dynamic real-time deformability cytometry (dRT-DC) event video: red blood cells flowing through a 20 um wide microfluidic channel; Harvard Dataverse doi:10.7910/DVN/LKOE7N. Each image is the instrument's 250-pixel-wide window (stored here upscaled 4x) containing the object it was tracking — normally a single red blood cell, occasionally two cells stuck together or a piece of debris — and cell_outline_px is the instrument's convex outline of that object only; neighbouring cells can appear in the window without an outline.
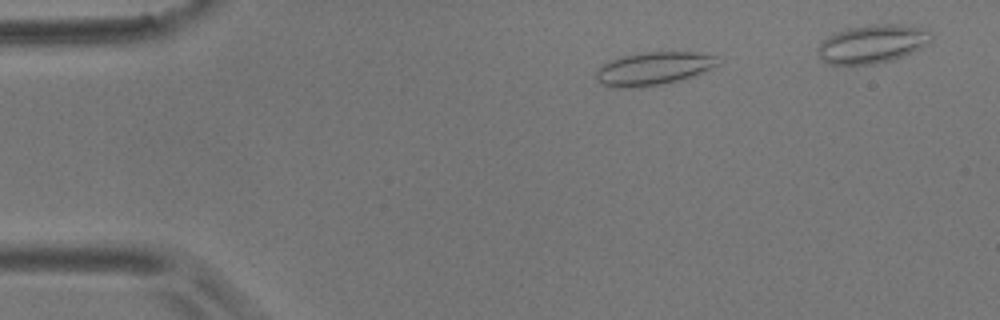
{"species": "common noctule bat (a hibernating species)", "species_latin": "Nyctalus noctula", "temperature_condition": "room temperature", "stored_images_in_passage": 43, "camera_frame_rate_fps": 3000, "um_per_image_px": 0.085, "animal": {"sex": "male", "body_mass_g": 17.9}, "frame": {"image": 1, "passage_image": 3, "time_ms": 0.667, "image_size_px": [1000, 320], "cell_outline_px": [[716, 64], [692, 76], [680, 80], [660, 84], [624, 88], [604, 84], [596, 80], [596, 72], [608, 60], [640, 52], [700, 52], [716, 56]], "centroid_in_image_um": [55.51, 5.8], "position_along_channel_um": 29.5, "area_um2": 22.83}}
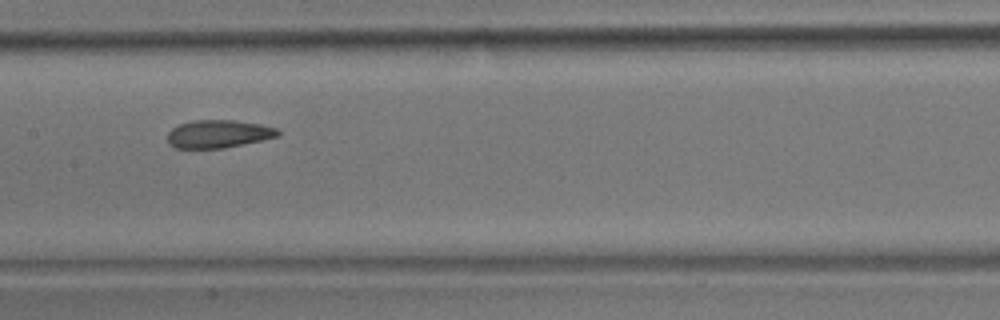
{"frame": {"image": 2, "passage_image": 21, "time_ms": 6.667, "image_size_px": [1000, 320], "cell_outline_px": [[280, 136], [264, 140], [224, 148], [176, 148], [168, 144], [168, 132], [172, 128], [180, 124], [192, 120], [236, 120], [260, 124], [276, 128], [280, 132]], "centroid_in_image_um": [18.58, 11.38], "position_along_channel_um": 188.8, "area_um2": 18.09}}
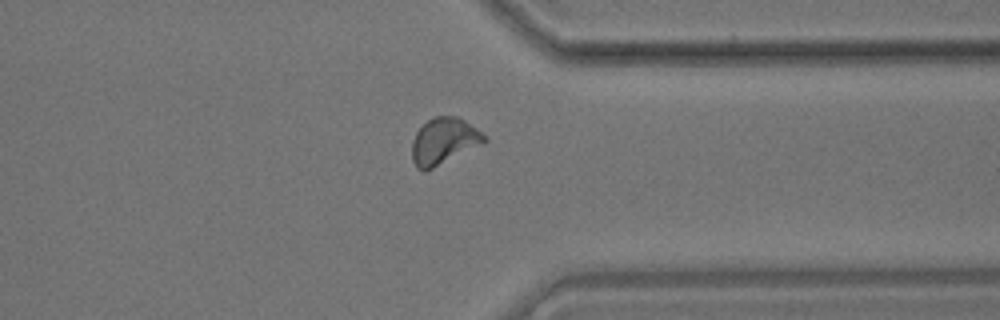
{"frame": {"image": 3, "passage_image": 37, "time_ms": 12.0, "image_size_px": [1000, 320], "cell_outline_px": [[488, 140], [484, 144], [424, 172], [416, 168], [412, 160], [412, 140], [416, 132], [428, 120], [436, 116], [456, 116], [464, 120], [488, 136]], "centroid_in_image_um": [37.75, 12.01], "position_along_channel_um": 373.7, "area_um2": 19.71}}